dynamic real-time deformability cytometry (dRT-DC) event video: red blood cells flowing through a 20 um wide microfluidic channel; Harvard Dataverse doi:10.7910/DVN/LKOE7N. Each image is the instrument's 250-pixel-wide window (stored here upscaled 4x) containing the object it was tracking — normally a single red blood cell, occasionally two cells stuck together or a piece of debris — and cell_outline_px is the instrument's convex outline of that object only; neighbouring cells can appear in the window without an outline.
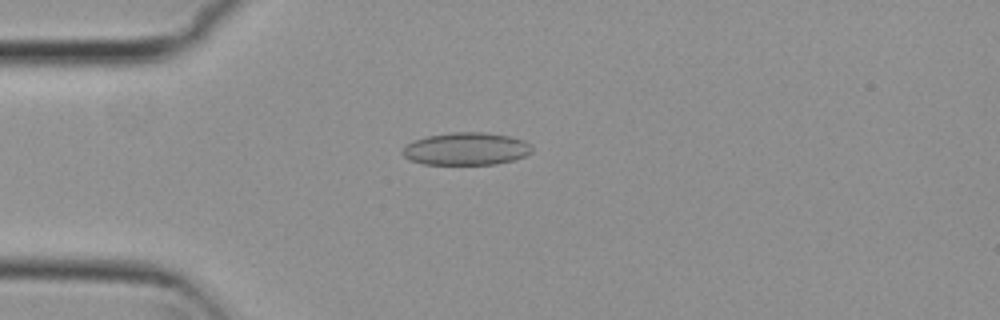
{"species": "common noctule bat (a hibernating species)", "species_latin": "Nyctalus noctula", "temperature_condition": "cold", "stored_images_in_passage": 43, "camera_frame_rate_fps": 3000, "um_per_image_px": 0.085, "animal": {"sex": "female", "body_mass_g": 29.2, "forearm_length_mm": 56.3}, "frame": {"image": 1, "passage_image": 3, "time_ms": 0.667, "image_size_px": [1000, 320], "cell_outline_px": [[532, 152], [524, 156], [512, 160], [496, 164], [424, 164], [408, 160], [404, 156], [404, 148], [412, 140], [428, 136], [452, 132], [484, 132], [508, 136], [524, 140], [532, 148]], "centroid_in_image_um": [39.62, 12.65], "position_along_channel_um": 45.4, "area_um2": 24.39}}
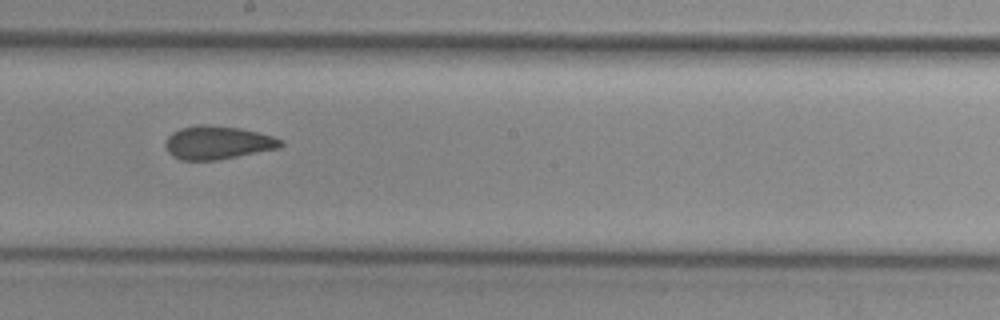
{"frame": {"image": 2, "passage_image": 19, "time_ms": 6.0, "image_size_px": [1000, 320], "cell_outline_px": [[284, 144], [280, 148], [216, 160], [180, 160], [172, 156], [168, 152], [164, 144], [168, 136], [172, 132], [180, 128], [196, 124], [208, 124], [240, 128], [272, 136], [284, 140]], "centroid_in_image_um": [18.48, 12.11], "position_along_channel_um": 229.7, "area_um2": 22.54}}
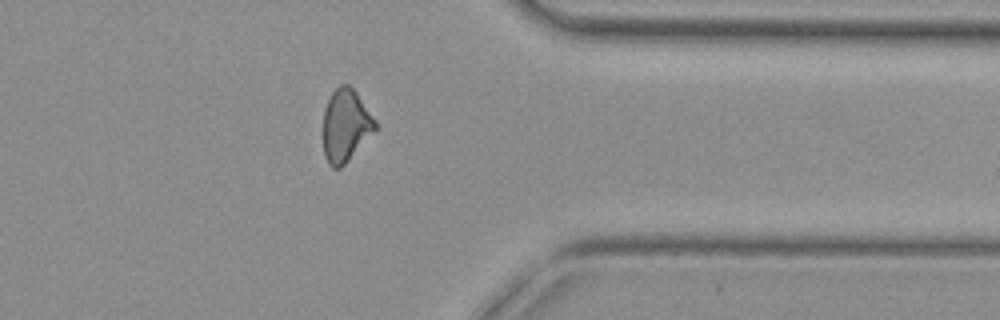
{"frame": {"image": 3, "passage_image": 32, "time_ms": 10.333, "image_size_px": [1000, 320], "cell_outline_px": [[376, 128], [344, 164], [340, 168], [332, 168], [328, 164], [324, 156], [324, 108], [332, 92], [340, 84], [348, 84], [356, 92], [376, 120]], "centroid_in_image_um": [29.36, 10.65], "position_along_channel_um": 382.0, "area_um2": 21.56}, "authors_computed_cell_mechanics": {"area_um2": 22.253, "velocity_mm_per_s": 3.7764, "shape_relaxation_time_tau1_ms": null, "shape_relaxation_time_tau2_ms": 2.2512, "deformation_change_tau1": null, "deformation_change_tau2": 0.0902}}